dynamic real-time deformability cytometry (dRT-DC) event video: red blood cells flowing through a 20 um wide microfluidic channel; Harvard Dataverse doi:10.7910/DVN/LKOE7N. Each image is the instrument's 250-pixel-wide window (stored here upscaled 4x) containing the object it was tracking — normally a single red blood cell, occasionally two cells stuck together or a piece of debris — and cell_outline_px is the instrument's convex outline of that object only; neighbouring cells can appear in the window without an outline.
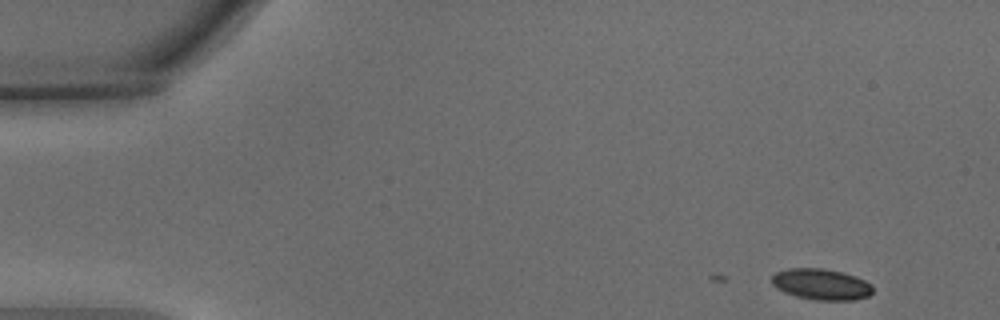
{"species": "common noctule bat (a hibernating species)", "species_latin": "Nyctalus noctula", "temperature_condition": "warm", "stored_images_in_passage": 4, "camera_frame_rate_fps": 3000, "um_per_image_px": 0.085, "animal": {"sex": "male", "body_mass_g": 15.6}, "frame": {"image": 1, "passage_image": 1, "time_ms": 0.0, "image_size_px": [1000, 320], "cell_outline_px": [[872, 292], [868, 296], [852, 300], [816, 300], [796, 296], [784, 292], [776, 288], [772, 284], [772, 276], [776, 272], [788, 268], [824, 268], [856, 276], [872, 284]], "centroid_in_image_um": [69.79, 24.16], "position_along_channel_um": 15.2, "area_um2": 18.26}}